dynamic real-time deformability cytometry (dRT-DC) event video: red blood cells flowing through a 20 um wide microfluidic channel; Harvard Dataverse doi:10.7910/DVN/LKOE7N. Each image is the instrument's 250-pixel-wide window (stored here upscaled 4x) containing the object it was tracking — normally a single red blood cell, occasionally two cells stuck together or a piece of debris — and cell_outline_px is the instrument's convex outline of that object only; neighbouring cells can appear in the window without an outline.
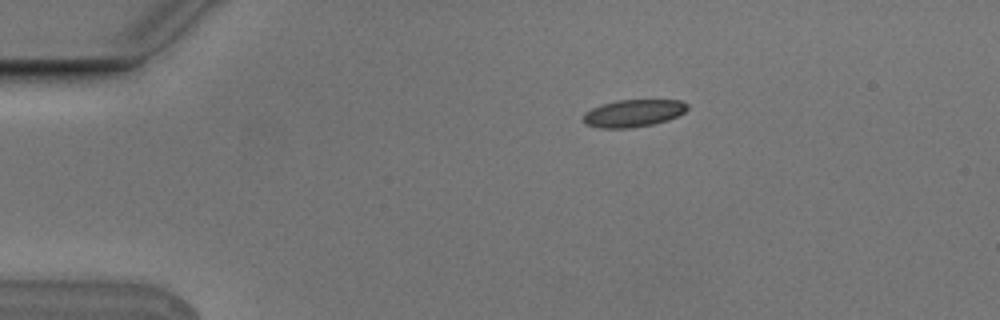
{"species": "Egyptian fruit bat (a non-hibernating species)", "species_latin": "Rousettus aegyptiacus", "temperature_condition": "cold", "stored_images_in_passage": 8, "camera_frame_rate_fps": 3000, "um_per_image_px": 0.085, "animal": {"sex": "male"}, "frame": {"image": 1, "passage_image": 2, "time_ms": 0.333, "image_size_px": [1000, 320], "cell_outline_px": [[688, 108], [684, 112], [668, 120], [652, 124], [628, 128], [600, 128], [584, 124], [580, 120], [584, 112], [600, 104], [616, 100], [680, 100], [688, 104]], "centroid_in_image_um": [53.77, 9.62], "position_along_channel_um": 31.2, "area_um2": 16.76}}
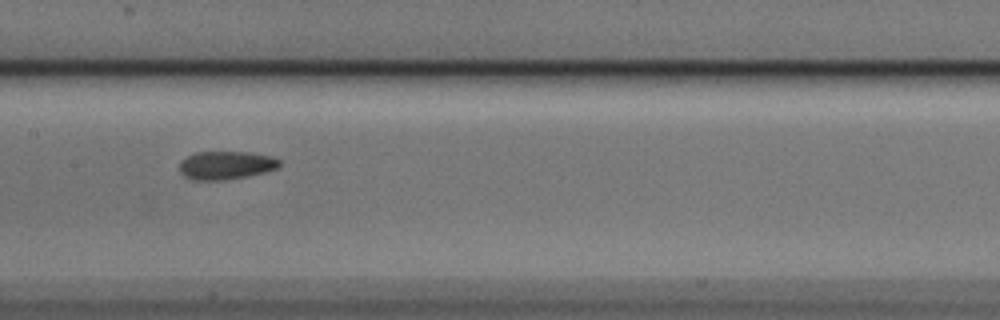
{"frame": {"image": 2, "passage_image": 7, "time_ms": 2.0, "image_size_px": [1000, 320], "cell_outline_px": [[280, 164], [276, 168], [264, 172], [224, 180], [192, 180], [184, 176], [180, 172], [180, 160], [196, 152], [248, 152], [272, 156], [280, 160]], "centroid_in_image_um": [19.17, 14.04], "position_along_channel_um": 188.2, "area_um2": 16.36}}
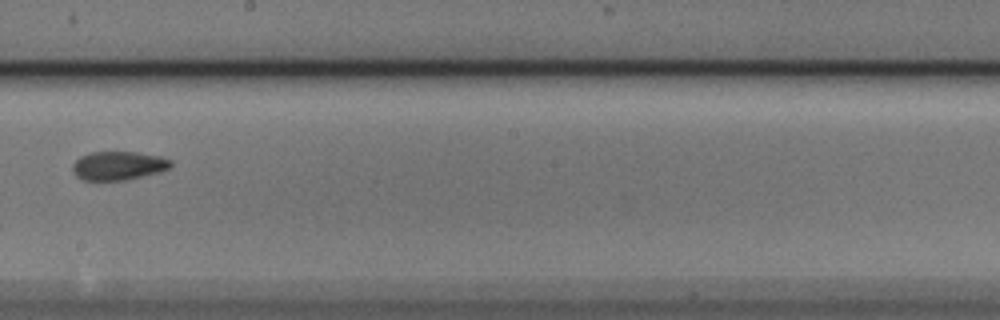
{"frame": {"image": 3, "passage_image": 8, "time_ms": 2.333, "image_size_px": [1000, 320], "cell_outline_px": [[172, 164], [168, 168], [160, 172], [124, 180], [80, 180], [72, 172], [72, 164], [80, 156], [88, 152], [136, 152], [160, 156], [172, 160]], "centroid_in_image_um": [10.02, 14.08], "position_along_channel_um": 238.2, "area_um2": 16.53}}